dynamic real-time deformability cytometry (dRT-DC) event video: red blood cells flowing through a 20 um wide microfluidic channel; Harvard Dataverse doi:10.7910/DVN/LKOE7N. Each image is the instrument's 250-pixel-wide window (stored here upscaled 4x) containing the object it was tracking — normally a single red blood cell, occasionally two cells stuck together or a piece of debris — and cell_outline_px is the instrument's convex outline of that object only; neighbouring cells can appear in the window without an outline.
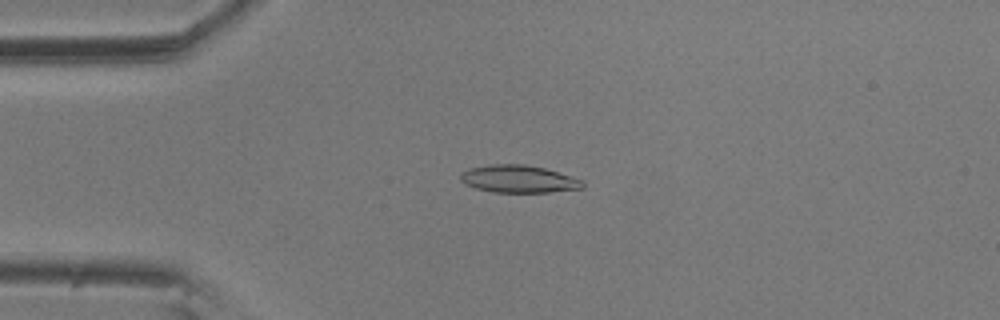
{"species": "common noctule bat (a hibernating species)", "species_latin": "Nyctalus noctula", "temperature_condition": "room temperature", "stored_images_in_passage": 56, "camera_frame_rate_fps": 3000, "um_per_image_px": 0.085, "animal": {"sex": "male", "body_mass_g": 20.5, "forearm_length_mm": 52.5}, "frame": {"image": 1, "passage_image": 13, "time_ms": 4.0, "image_size_px": [1000, 320], "cell_outline_px": [[584, 188], [548, 192], [492, 192], [476, 188], [464, 184], [460, 180], [460, 172], [468, 168], [492, 164], [524, 164], [544, 168], [584, 180]], "centroid_in_image_um": [44.05, 15.21], "position_along_channel_um": 40.9, "area_um2": 19.65}}
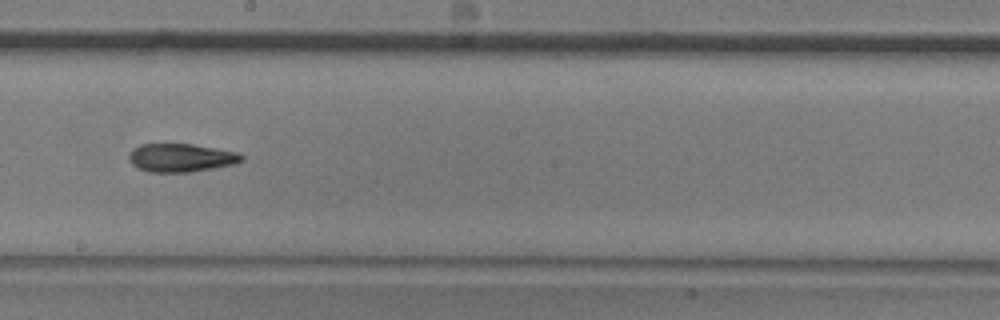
{"frame": {"image": 2, "passage_image": 31, "time_ms": 10.0, "image_size_px": [1000, 320], "cell_outline_px": [[244, 160], [236, 164], [192, 172], [148, 172], [136, 168], [128, 160], [128, 156], [132, 148], [140, 144], [192, 144], [216, 148], [236, 152], [244, 156]], "centroid_in_image_um": [15.36, 13.41], "position_along_channel_um": 232.8, "area_um2": 18.84}}
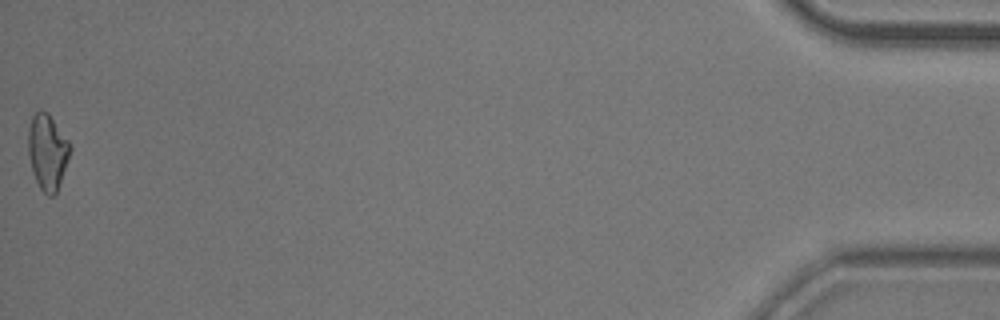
{"frame": {"image": 3, "passage_image": 56, "time_ms": 18.333, "image_size_px": [1000, 320], "cell_outline_px": [[72, 148], [56, 192], [52, 196], [48, 196], [40, 188], [32, 172], [28, 152], [28, 128], [32, 116], [40, 108], [48, 112], [72, 144]], "centroid_in_image_um": [4.03, 12.85], "position_along_channel_um": 431.2, "area_um2": 18.55}, "authors_computed_cell_mechanics": {"area_um2": 18.6694, "velocity_mm_per_s": 3.5699, "shape_relaxation_time_tau1_ms": null, "shape_relaxation_time_tau2_ms": 5.7398, "deformation_change_tau1": null, "deformation_change_tau2": 0.1485}}